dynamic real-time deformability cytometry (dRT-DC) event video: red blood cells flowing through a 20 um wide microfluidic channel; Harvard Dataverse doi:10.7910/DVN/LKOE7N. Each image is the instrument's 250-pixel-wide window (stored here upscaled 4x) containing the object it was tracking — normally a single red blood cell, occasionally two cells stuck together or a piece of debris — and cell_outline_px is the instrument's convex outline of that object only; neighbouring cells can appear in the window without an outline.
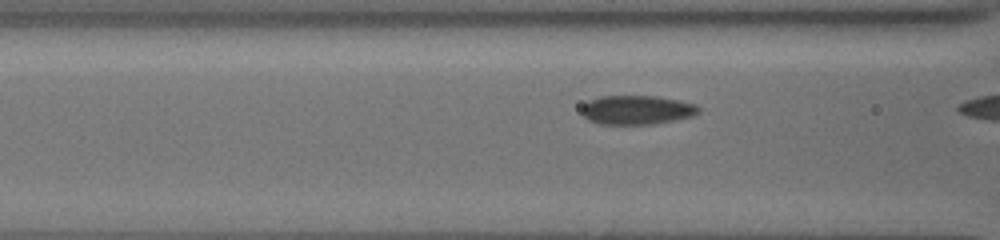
{"species": "common noctule bat (a hibernating species)", "species_latin": "Nyctalus noctula", "temperature_condition": "cold", "stored_images_in_passage": 7, "camera_frame_rate_fps": 3000, "um_per_image_px": 0.085, "animal": {"sex": "female", "body_mass_g": 19.5, "forearm_length_mm": 54.1}, "frame": {"image": 1, "passage_image": 5, "time_ms": 1.0, "image_size_px": [1000, 240], "cell_outline_px": [[700, 112], [692, 116], [676, 120], [652, 124], [600, 124], [588, 120], [584, 116], [580, 108], [588, 100], [600, 96], [656, 96], [696, 104], [700, 108]], "centroid_in_image_um": [54.11, 9.34], "position_along_channel_um": 112.5, "area_um2": 19.88}}